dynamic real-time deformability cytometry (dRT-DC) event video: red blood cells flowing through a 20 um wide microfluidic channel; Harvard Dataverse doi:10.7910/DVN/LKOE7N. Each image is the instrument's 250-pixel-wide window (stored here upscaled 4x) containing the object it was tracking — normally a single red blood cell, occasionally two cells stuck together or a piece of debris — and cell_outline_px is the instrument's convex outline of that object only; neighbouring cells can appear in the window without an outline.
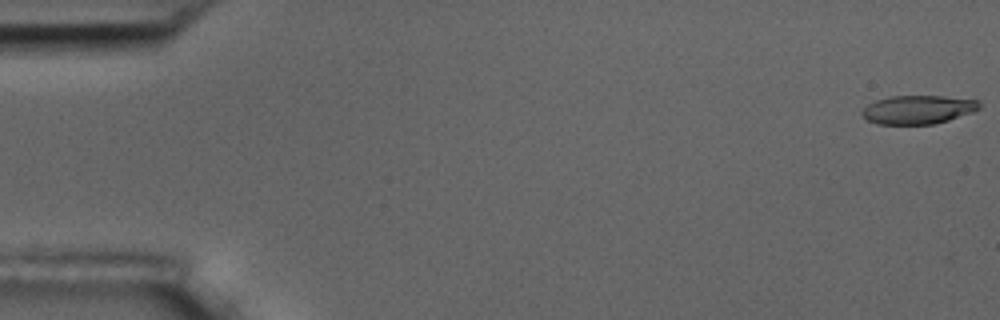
{"species": "common noctule bat (a hibernating species)", "species_latin": "Nyctalus noctula", "temperature_condition": "room temperature", "stored_images_in_passage": 15, "camera_frame_rate_fps": 3000, "um_per_image_px": 0.085, "animal": {"sex": "male", "body_mass_g": 17.5, "forearm_length_mm": 52.3}, "frame": {"image": 1, "passage_image": 1, "time_ms": 0.0, "image_size_px": [1000, 320], "cell_outline_px": [[980, 108], [972, 112], [948, 120], [932, 124], [876, 124], [868, 120], [860, 112], [868, 104], [876, 100], [892, 96], [944, 96], [980, 100]], "centroid_in_image_um": [78.04, 9.31], "position_along_channel_um": 7.0, "area_um2": 19.48}}
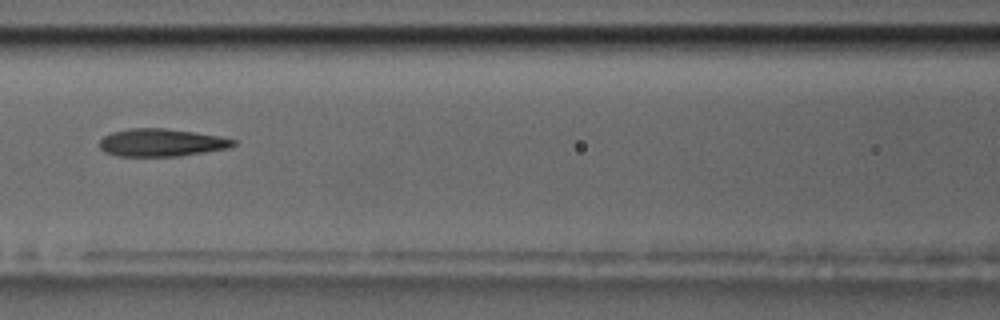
{"frame": {"image": 2, "passage_image": 7, "time_ms": 8.0, "image_size_px": [1000, 320], "cell_outline_px": [[236, 144], [228, 148], [180, 156], [116, 156], [104, 152], [100, 148], [100, 140], [104, 136], [112, 132], [128, 128], [164, 128], [220, 136], [236, 140]], "centroid_in_image_um": [13.69, 12.12], "position_along_channel_um": 152.9, "area_um2": 21.56}}
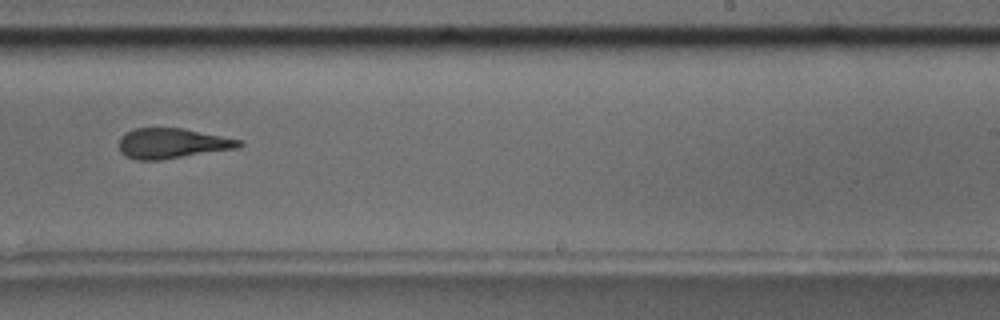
{"frame": {"image": 3, "passage_image": 10, "time_ms": 11.333, "image_size_px": [1000, 320], "cell_outline_px": [[244, 144], [236, 148], [160, 160], [136, 160], [120, 152], [120, 136], [124, 132], [132, 128], [184, 128], [244, 140]], "centroid_in_image_um": [14.64, 12.17], "position_along_channel_um": 274.4, "area_um2": 21.21}, "authors_computed_cell_mechanics": {"area_um2": 21.386, "velocity_mm_per_s": 3.6613, "shape_relaxation_time_tau1_ms": null, "shape_relaxation_time_tau2_ms": 2.6174, "deformation_change_tau1": null, "deformation_change_tau2": 0.1236}}